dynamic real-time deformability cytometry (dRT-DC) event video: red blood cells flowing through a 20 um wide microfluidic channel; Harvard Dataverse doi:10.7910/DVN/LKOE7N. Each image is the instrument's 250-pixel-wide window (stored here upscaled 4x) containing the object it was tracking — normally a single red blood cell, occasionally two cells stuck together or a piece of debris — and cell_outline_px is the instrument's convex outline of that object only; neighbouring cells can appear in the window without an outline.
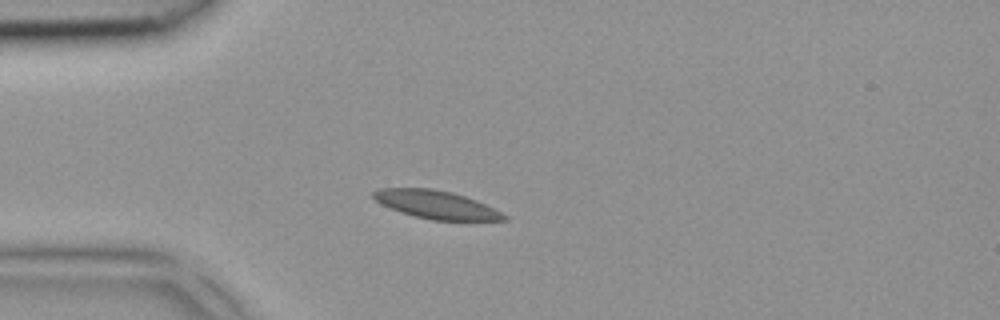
{"species": "common noctule bat (a hibernating species)", "species_latin": "Nyctalus noctula", "temperature_condition": "room temperature", "stored_images_in_passage": 1, "camera_frame_rate_fps": 3000, "um_per_image_px": 0.085, "animal": {"sex": "female", "body_mass_g": 18.4}, "frame": {"image": 1, "passage_image": 1, "time_ms": 0.0, "image_size_px": [1000, 320], "cell_outline_px": [[508, 220], [432, 220], [400, 212], [380, 204], [372, 196], [372, 192], [376, 188], [432, 188], [452, 192], [476, 200], [508, 216]], "centroid_in_image_um": [37.02, 17.38], "position_along_channel_um": 48.0, "area_um2": 21.27}}